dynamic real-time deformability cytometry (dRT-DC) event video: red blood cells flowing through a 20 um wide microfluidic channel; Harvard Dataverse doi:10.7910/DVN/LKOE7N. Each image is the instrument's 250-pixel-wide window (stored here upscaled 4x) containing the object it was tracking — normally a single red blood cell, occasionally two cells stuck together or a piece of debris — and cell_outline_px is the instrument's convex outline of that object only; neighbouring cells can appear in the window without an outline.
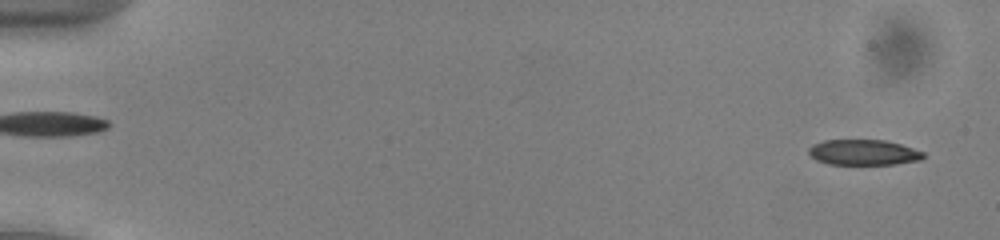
{"species": "common noctule bat (a hibernating species)", "species_latin": "Nyctalus noctula", "temperature_condition": "cold", "stored_images_in_passage": 52, "camera_frame_rate_fps": 3000, "um_per_image_px": 0.085, "animal": {"sex": "male", "body_mass_g": 13.0, "forearm_length_mm": 53.1}, "frame": {"image": 1, "passage_image": 2, "time_ms": 0.333, "image_size_px": [1000, 240], "cell_outline_px": [[924, 156], [920, 160], [896, 164], [828, 164], [816, 160], [808, 152], [808, 148], [812, 144], [824, 140], [884, 140], [900, 144], [924, 152]], "centroid_in_image_um": [73.37, 12.95], "position_along_channel_um": 11.6, "area_um2": 16.99}}
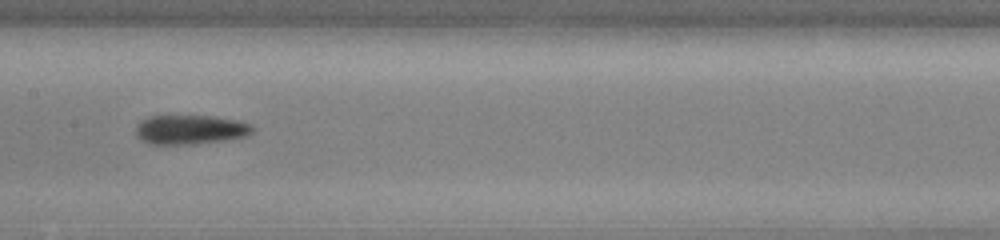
{"frame": {"image": 2, "passage_image": 27, "time_ms": 8.667, "image_size_px": [1000, 240], "cell_outline_px": [[252, 132], [248, 136], [228, 140], [192, 144], [148, 144], [140, 140], [136, 136], [136, 124], [140, 120], [148, 116], [212, 116], [236, 120], [248, 124], [252, 128]], "centroid_in_image_um": [16.11, 11.02], "position_along_channel_um": 191.3, "area_um2": 20.06}}
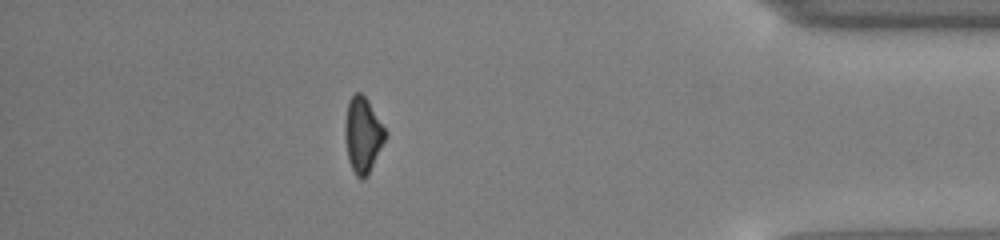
{"frame": {"image": 3, "passage_image": 46, "time_ms": 15.0, "image_size_px": [1000, 240], "cell_outline_px": [[388, 136], [368, 176], [364, 180], [360, 180], [356, 176], [348, 160], [344, 136], [344, 128], [348, 100], [356, 92], [360, 92], [368, 100], [388, 132]], "centroid_in_image_um": [30.86, 11.5], "position_along_channel_um": 404.3, "area_um2": 18.21}, "authors_computed_cell_mechanics": {"area_um2": 18.9006, "velocity_mm_per_s": 3.9702, "shape_relaxation_time_tau1_ms": 5.7327, "shape_relaxation_time_tau2_ms": null, "deformation_change_tau1": 0.0878, "deformation_change_tau2": null}}